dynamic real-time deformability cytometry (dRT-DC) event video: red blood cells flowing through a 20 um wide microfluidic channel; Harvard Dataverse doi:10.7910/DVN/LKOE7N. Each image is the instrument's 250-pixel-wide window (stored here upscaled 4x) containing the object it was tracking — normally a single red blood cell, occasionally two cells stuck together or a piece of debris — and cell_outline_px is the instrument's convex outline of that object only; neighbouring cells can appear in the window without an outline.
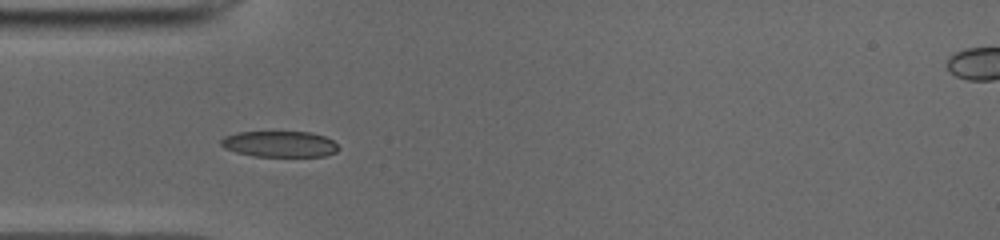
{"species": "common noctule bat (a hibernating species)", "species_latin": "Nyctalus noctula", "temperature_condition": "cold", "stored_images_in_passage": 12, "camera_frame_rate_fps": 3000, "um_per_image_px": 0.085, "animal": {"sex": "male", "body_mass_g": 19.0, "forearm_length_mm": 50.8}, "frame": {"image": 1, "passage_image": 6, "time_ms": 1.667, "image_size_px": [1000, 240], "cell_outline_px": [[340, 148], [336, 152], [324, 156], [252, 156], [236, 152], [224, 148], [220, 144], [220, 140], [224, 136], [236, 132], [312, 132], [324, 136], [332, 140]], "centroid_in_image_um": [23.75, 12.24], "position_along_channel_um": 61.3, "area_um2": 17.86}}